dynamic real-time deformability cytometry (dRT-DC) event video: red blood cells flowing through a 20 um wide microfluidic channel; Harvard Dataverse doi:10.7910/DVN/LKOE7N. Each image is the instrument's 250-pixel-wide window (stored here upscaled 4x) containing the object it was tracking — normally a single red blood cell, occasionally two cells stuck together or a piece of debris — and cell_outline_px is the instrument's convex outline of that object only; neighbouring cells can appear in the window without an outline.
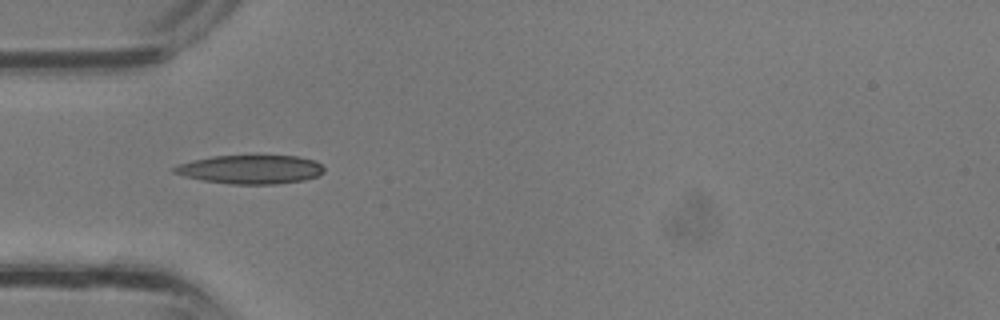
{"species": "common noctule bat (a hibernating species)", "species_latin": "Nyctalus noctula", "temperature_condition": "room temperature", "stored_images_in_passage": 32, "camera_frame_rate_fps": 3000, "um_per_image_px": 0.085, "animal": {"sex": "male", "body_mass_g": 13.3}, "frame": {"image": 1, "passage_image": 11, "time_ms": 3.333, "image_size_px": [1000, 320], "cell_outline_px": [[324, 172], [316, 176], [304, 180], [276, 184], [232, 184], [204, 180], [184, 176], [172, 172], [172, 168], [180, 164], [192, 160], [212, 156], [296, 156], [316, 160], [324, 168]], "centroid_in_image_um": [21.31, 14.4], "position_along_channel_um": 63.7, "area_um2": 24.97}}
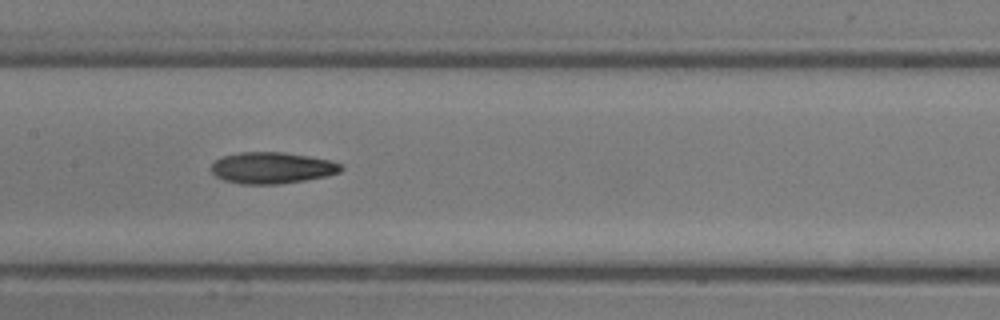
{"frame": {"image": 2, "passage_image": 17, "time_ms": 5.333, "image_size_px": [1000, 320], "cell_outline_px": [[344, 168], [340, 172], [328, 176], [280, 184], [240, 184], [224, 180], [216, 176], [212, 172], [212, 164], [216, 160], [224, 156], [240, 152], [284, 152], [332, 160], [340, 164]], "centroid_in_image_um": [23.15, 14.27], "position_along_channel_um": 184.3, "area_um2": 23.76}}
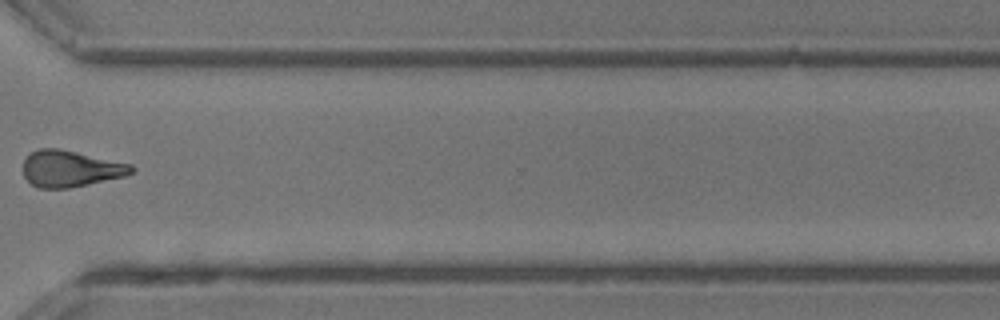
{"frame": {"image": 3, "passage_image": 26, "time_ms": 8.333, "image_size_px": [1000, 320], "cell_outline_px": [[136, 168], [132, 172], [124, 176], [88, 184], [68, 188], [36, 188], [24, 176], [24, 160], [36, 148], [56, 148], [76, 152], [132, 164]], "centroid_in_image_um": [5.98, 14.34], "position_along_channel_um": 364.6, "area_um2": 22.77}}